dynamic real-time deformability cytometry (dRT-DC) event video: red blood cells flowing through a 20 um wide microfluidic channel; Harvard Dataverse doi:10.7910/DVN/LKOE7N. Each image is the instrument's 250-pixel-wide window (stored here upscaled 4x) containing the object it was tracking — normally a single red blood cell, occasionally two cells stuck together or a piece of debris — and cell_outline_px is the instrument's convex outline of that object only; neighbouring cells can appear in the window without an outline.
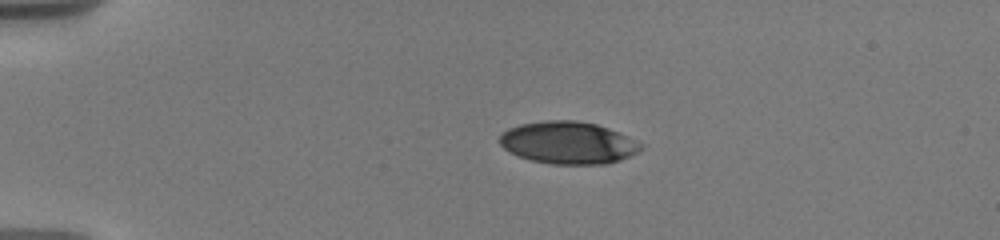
{"species": "human", "species_latin": "Homo sapiens", "temperature_condition": "warm", "stored_images_in_passage": 69, "camera_frame_rate_fps": 3000, "um_per_image_px": 0.085, "donor": {"sex": "male"}, "frame": {"image": 1, "passage_image": 1, "time_ms": 0.0, "image_size_px": [1000, 240], "cell_outline_px": [[644, 148], [620, 160], [604, 164], [552, 164], [532, 160], [520, 156], [504, 148], [500, 144], [500, 136], [508, 128], [520, 124], [548, 120], [572, 120], [596, 124], [616, 132], [644, 144]], "centroid_in_image_um": [48.29, 12.13], "position_along_channel_um": 36.7, "area_um2": 34.33}}
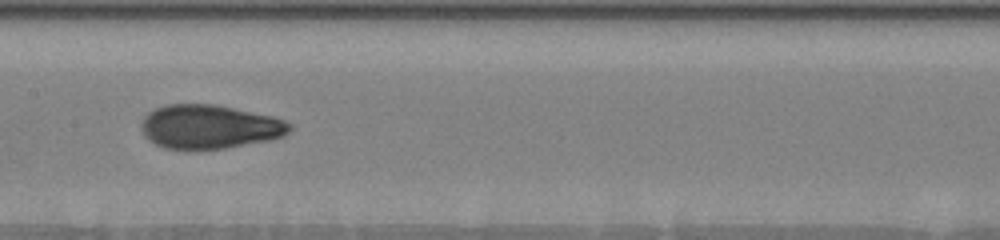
{"frame": {"image": 2, "passage_image": 29, "time_ms": 5.667, "image_size_px": [1000, 240], "cell_outline_px": [[292, 128], [284, 136], [268, 140], [224, 148], [164, 148], [156, 144], [144, 136], [140, 128], [140, 124], [144, 116], [148, 112], [164, 104], [216, 104], [272, 116], [284, 120], [292, 124]], "centroid_in_image_um": [17.79, 10.75], "position_along_channel_um": 189.6, "area_um2": 37.8}}
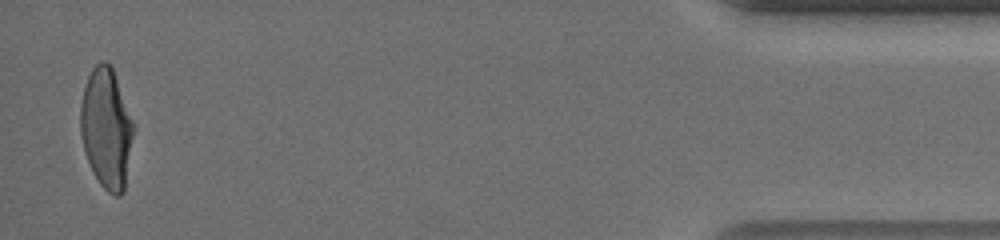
{"frame": {"image": 3, "passage_image": 67, "time_ms": 14.0, "image_size_px": [1000, 240], "cell_outline_px": [[132, 136], [124, 192], [120, 196], [116, 196], [108, 192], [100, 184], [92, 172], [84, 148], [80, 132], [80, 104], [84, 88], [88, 76], [92, 68], [100, 60], [104, 60], [112, 68], [132, 120]], "centroid_in_image_um": [9.01, 10.92], "position_along_channel_um": 426.2, "area_um2": 36.47}, "authors_computed_cell_mechanics": {"area_um2": 36.7608, "velocity_mm_per_s": 3.6907, "shape_relaxation_time_tau1_ms": 5.7924, "shape_relaxation_time_tau2_ms": 0.9492, "deformation_change_tau1": 0.2124, "deformation_change_tau2": 0.0634}}